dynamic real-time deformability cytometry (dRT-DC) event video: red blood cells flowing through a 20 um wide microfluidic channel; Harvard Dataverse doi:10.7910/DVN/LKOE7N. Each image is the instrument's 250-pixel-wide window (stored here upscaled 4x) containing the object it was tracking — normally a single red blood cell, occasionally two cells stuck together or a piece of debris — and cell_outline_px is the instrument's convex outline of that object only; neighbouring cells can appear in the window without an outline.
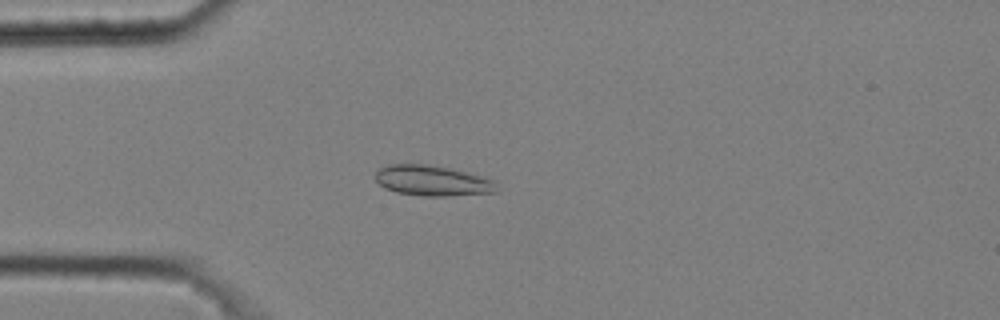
{"species": "common noctule bat (a hibernating species)", "species_latin": "Nyctalus noctula", "temperature_condition": "cold", "stored_images_in_passage": 4, "camera_frame_rate_fps": 3000, "um_per_image_px": 0.085, "animal": {"sex": "male", "body_mass_g": 20.4}, "frame": {"image": 1, "passage_image": 4, "time_ms": 1.0, "image_size_px": [1000, 320], "cell_outline_px": [[496, 192], [448, 196], [420, 196], [396, 192], [384, 188], [376, 180], [376, 172], [380, 168], [388, 164], [428, 164], [488, 176], [496, 184]], "centroid_in_image_um": [36.77, 15.35], "position_along_channel_um": 48.2, "area_um2": 21.68}}